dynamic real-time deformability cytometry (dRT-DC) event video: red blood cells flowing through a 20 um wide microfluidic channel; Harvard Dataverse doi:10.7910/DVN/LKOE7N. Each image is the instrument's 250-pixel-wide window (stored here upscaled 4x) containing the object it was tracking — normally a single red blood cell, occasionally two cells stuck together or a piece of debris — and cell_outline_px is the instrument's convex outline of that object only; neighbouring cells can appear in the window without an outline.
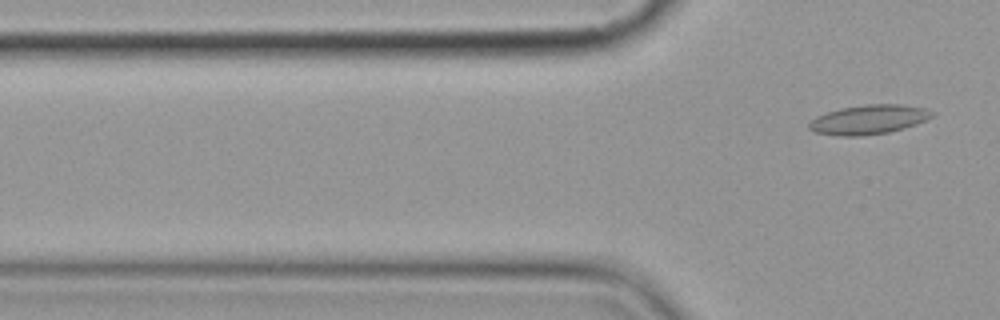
{"species": "common noctule bat (a hibernating species)", "species_latin": "Nyctalus noctula", "temperature_condition": "cold", "stored_images_in_passage": 7, "segment_of_instrument_passage": [2, 2], "camera_frame_rate_fps": 3000, "um_per_image_px": 0.085, "animal": {"sex": "female", "body_mass_g": 19.9}, "frame": {"image": 1, "passage_image": 7, "time_ms": 7.333, "image_size_px": [1000, 320], "cell_outline_px": [[936, 112], [932, 116], [916, 124], [904, 128], [888, 132], [860, 136], [840, 136], [816, 132], [808, 128], [808, 124], [816, 116], [840, 108], [864, 104], [900, 104], [924, 108]], "centroid_in_image_um": [73.83, 10.15], "position_along_channel_um": 52.0, "area_um2": 20.92}}